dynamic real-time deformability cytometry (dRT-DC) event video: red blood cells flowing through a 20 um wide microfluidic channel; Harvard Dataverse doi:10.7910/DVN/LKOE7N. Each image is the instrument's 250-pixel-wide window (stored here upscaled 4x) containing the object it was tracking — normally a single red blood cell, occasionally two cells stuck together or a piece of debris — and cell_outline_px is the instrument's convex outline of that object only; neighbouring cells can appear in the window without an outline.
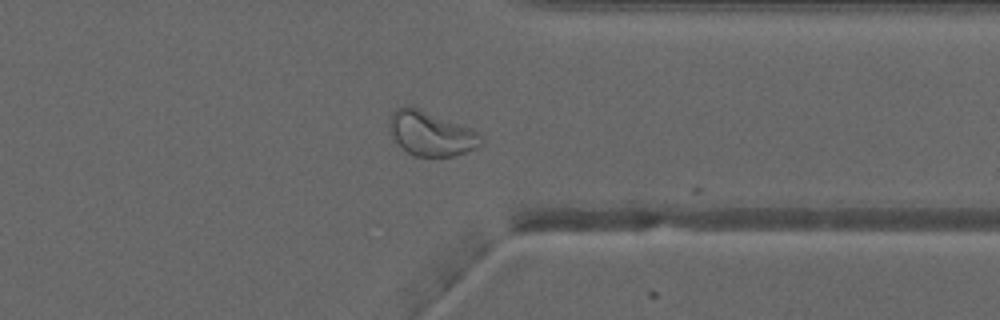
{"species": "common noctule bat (a hibernating species)", "species_latin": "Nyctalus noctula", "temperature_condition": "warm", "stored_images_in_passage": 43, "camera_frame_rate_fps": 3000, "um_per_image_px": 0.085, "animal": {"sex": "male", "forearm_length_mm": 52.5}, "frame": {"image": 1, "passage_image": 42, "time_ms": 13.667, "image_size_px": [1000, 320], "cell_outline_px": [[484, 144], [476, 148], [452, 156], [416, 156], [408, 152], [396, 140], [388, 128], [388, 124], [392, 112], [396, 108], [408, 104], [472, 128], [480, 132]], "centroid_in_image_um": [36.66, 11.32], "position_along_channel_um": 374.7, "area_um2": 23.76}}